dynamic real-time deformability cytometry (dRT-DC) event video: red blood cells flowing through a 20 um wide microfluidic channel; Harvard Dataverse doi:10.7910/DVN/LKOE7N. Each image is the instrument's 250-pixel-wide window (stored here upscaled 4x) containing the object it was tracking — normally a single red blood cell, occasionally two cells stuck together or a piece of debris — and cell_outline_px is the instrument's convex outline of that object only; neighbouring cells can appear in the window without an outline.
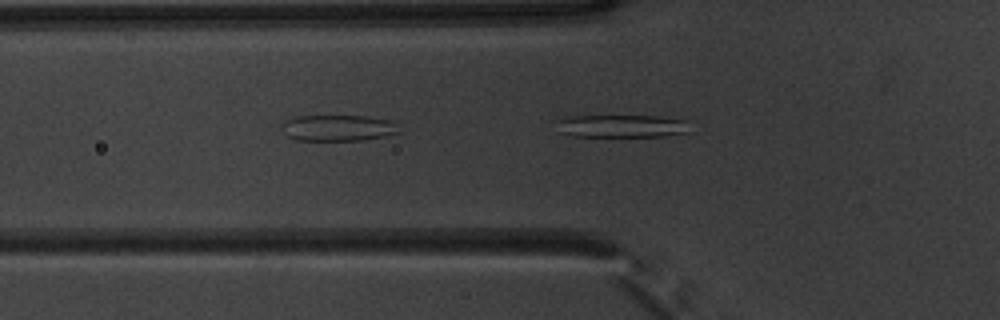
{"species": "common noctule bat (a hibernating species)", "species_latin": "Nyctalus noctula", "temperature_condition": "warm", "stored_images_in_passage": 53, "camera_frame_rate_fps": 3000, "um_per_image_px": 0.085, "animal": {"sex": "male", "body_mass_g": 20.1, "forearm_length_mm": 53.5}, "frame": {"image": 1, "passage_image": 18, "time_ms": 5.667, "image_size_px": [1000, 320], "cell_outline_px": [[692, 132], [664, 136], [572, 136], [560, 132], [552, 120], [568, 116], [660, 116], [688, 120]], "centroid_in_image_um": [52.85, 10.71], "position_along_channel_um": 72.9, "area_um2": 18.15}}
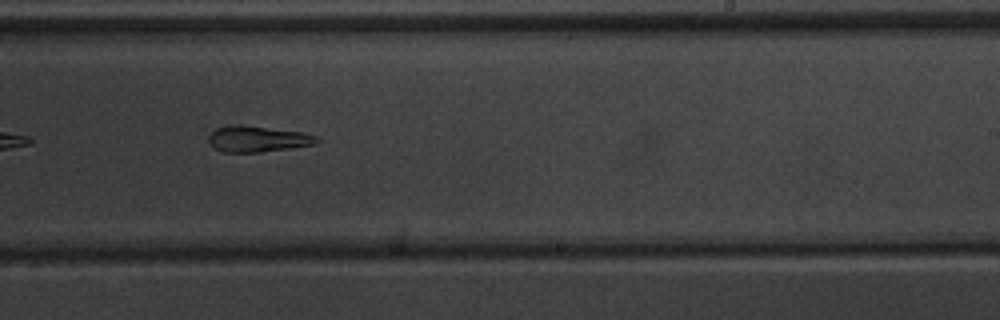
{"frame": {"image": 2, "passage_image": 33, "time_ms": 10.667, "image_size_px": [1000, 320], "cell_outline_px": [[320, 140], [316, 144], [292, 148], [260, 152], [224, 152], [216, 148], [208, 140], [208, 136], [216, 128], [228, 124], [244, 124], [300, 132], [316, 136]], "centroid_in_image_um": [21.89, 11.79], "position_along_channel_um": 267.1, "area_um2": 16.47}}
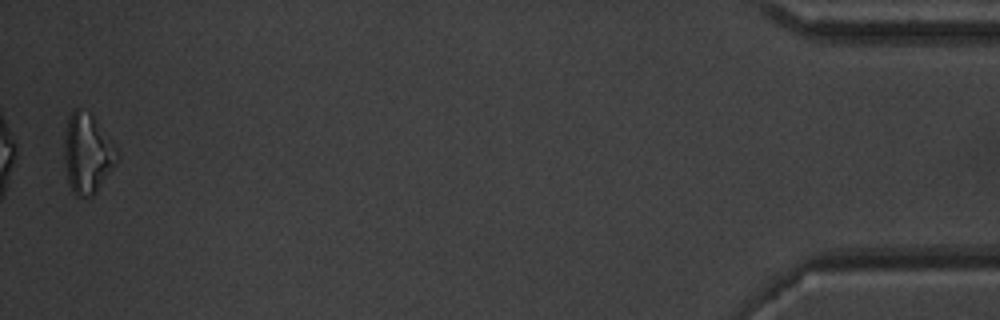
{"frame": {"image": 3, "passage_image": 52, "time_ms": 17.0, "image_size_px": [1000, 320], "cell_outline_px": [[120, 160], [96, 192], [92, 196], [76, 196], [72, 192], [68, 184], [64, 156], [64, 136], [68, 120], [72, 112], [76, 108], [92, 112], [120, 152]], "centroid_in_image_um": [7.46, 13.04], "position_along_channel_um": 427.7, "area_um2": 25.09}, "authors_computed_cell_mechanics": {"area_um2": 19.4786, "velocity_mm_per_s": 3.8774, "shape_relaxation_time_tau1_ms": null, "shape_relaxation_time_tau2_ms": 8.4803, "deformation_change_tau1": null, "deformation_change_tau2": 0.2104}}